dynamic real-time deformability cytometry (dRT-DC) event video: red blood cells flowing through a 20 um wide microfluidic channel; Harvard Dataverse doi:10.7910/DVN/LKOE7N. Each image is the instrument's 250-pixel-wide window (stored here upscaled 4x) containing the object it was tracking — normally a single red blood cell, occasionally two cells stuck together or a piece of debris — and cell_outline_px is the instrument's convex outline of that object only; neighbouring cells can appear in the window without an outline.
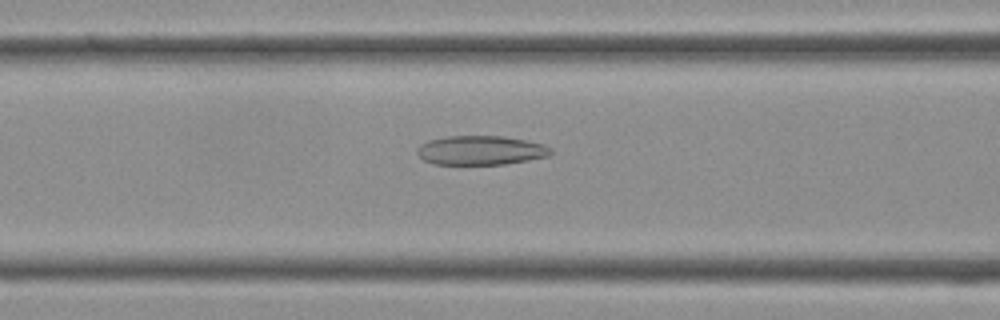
{"species": "Egyptian fruit bat (a non-hibernating species)", "species_latin": "Rousettus aegyptiacus", "temperature_condition": "cold", "stored_images_in_passage": 39, "camera_frame_rate_fps": 3000, "um_per_image_px": 0.085, "frame": {"image": 1, "passage_image": 15, "time_ms": 4.667, "image_size_px": [1000, 320], "cell_outline_px": [[552, 152], [548, 156], [528, 160], [504, 164], [432, 164], [424, 160], [416, 152], [416, 148], [420, 144], [428, 140], [448, 136], [500, 136], [524, 140], [544, 144], [552, 148]], "centroid_in_image_um": [40.84, 12.77], "position_along_channel_um": 125.8, "area_um2": 22.72}}
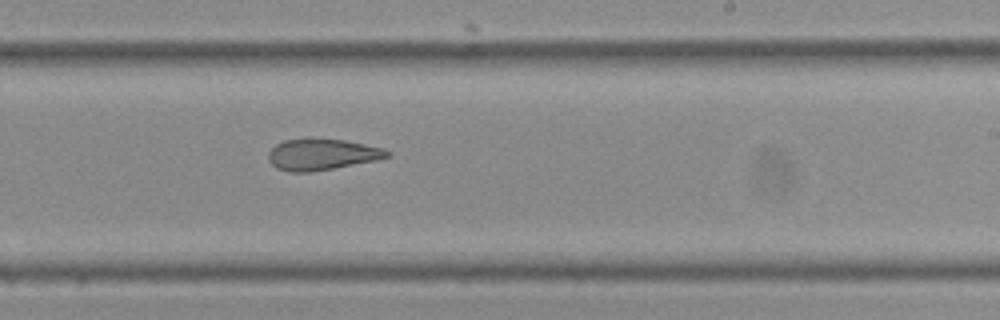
{"frame": {"image": 2, "passage_image": 23, "time_ms": 7.333, "image_size_px": [1000, 320], "cell_outline_px": [[392, 156], [376, 160], [332, 168], [308, 172], [288, 172], [276, 168], [268, 160], [268, 152], [276, 144], [284, 140], [308, 136], [312, 136], [344, 140], [384, 148], [392, 152]], "centroid_in_image_um": [27.34, 13.09], "position_along_channel_um": 261.7, "area_um2": 22.14}}
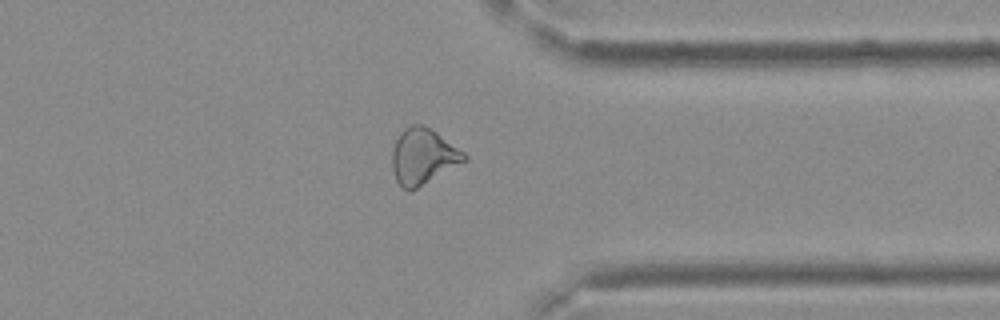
{"frame": {"image": 3, "passage_image": 30, "time_ms": 9.667, "image_size_px": [1000, 320], "cell_outline_px": [[468, 160], [416, 188], [408, 192], [396, 180], [392, 168], [392, 148], [400, 132], [404, 128], [412, 124], [424, 124], [436, 132], [464, 152], [468, 156]], "centroid_in_image_um": [35.95, 13.28], "position_along_channel_um": 375.5, "area_um2": 23.35}}